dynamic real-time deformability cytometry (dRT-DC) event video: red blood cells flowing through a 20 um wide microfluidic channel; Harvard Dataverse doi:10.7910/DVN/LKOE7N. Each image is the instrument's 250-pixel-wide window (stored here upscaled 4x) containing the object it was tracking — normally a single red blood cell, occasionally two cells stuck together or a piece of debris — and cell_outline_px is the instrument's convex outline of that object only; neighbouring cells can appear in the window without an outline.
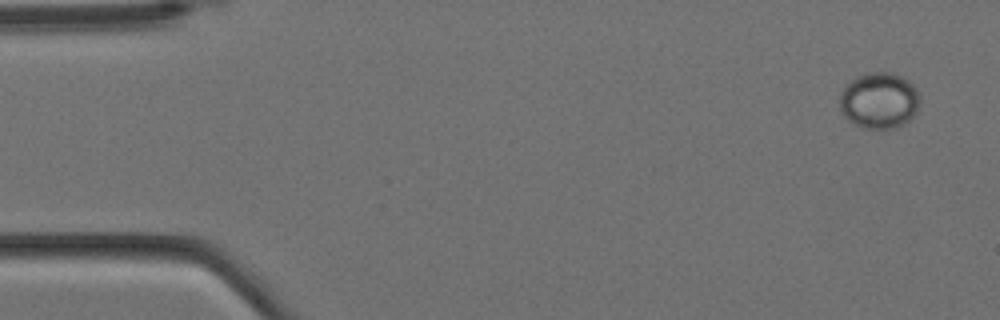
{"species": "Egyptian fruit bat (a non-hibernating species)", "species_latin": "Rousettus aegyptiacus", "temperature_condition": "cold", "stored_images_in_passage": 4, "camera_frame_rate_fps": 3000, "um_per_image_px": 0.085, "animal": {"sex": "female"}, "frame": {"image": 1, "passage_image": 1, "time_ms": 0.0, "image_size_px": [1000, 320], "cell_outline_px": [[920, 100], [916, 112], [904, 124], [896, 128], [864, 128], [848, 120], [844, 116], [840, 108], [840, 92], [856, 76], [868, 72], [892, 72], [908, 80], [916, 88], [920, 96]], "centroid_in_image_um": [74.74, 8.53], "position_along_channel_um": 10.3, "area_um2": 26.24}}
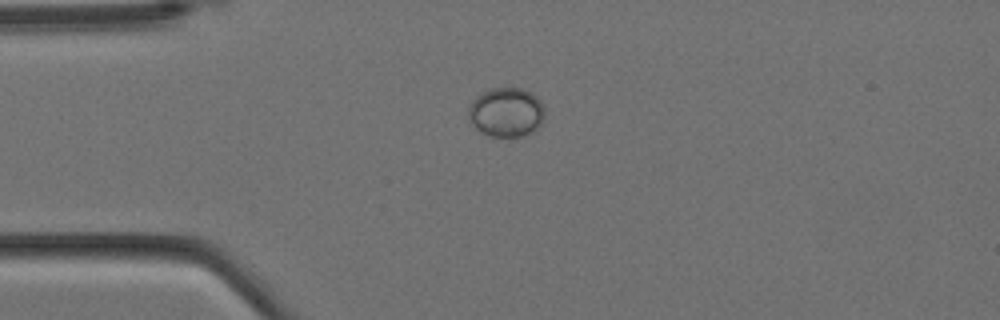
{"frame": {"image": 2, "passage_image": 4, "time_ms": 1.0, "image_size_px": [1000, 320], "cell_outline_px": [[544, 120], [540, 128], [524, 136], [488, 136], [476, 128], [468, 120], [468, 108], [472, 100], [476, 96], [492, 88], [520, 88], [532, 92], [540, 100], [544, 108]], "centroid_in_image_um": [43.05, 9.55], "position_along_channel_um": 42.0, "area_um2": 22.2}}